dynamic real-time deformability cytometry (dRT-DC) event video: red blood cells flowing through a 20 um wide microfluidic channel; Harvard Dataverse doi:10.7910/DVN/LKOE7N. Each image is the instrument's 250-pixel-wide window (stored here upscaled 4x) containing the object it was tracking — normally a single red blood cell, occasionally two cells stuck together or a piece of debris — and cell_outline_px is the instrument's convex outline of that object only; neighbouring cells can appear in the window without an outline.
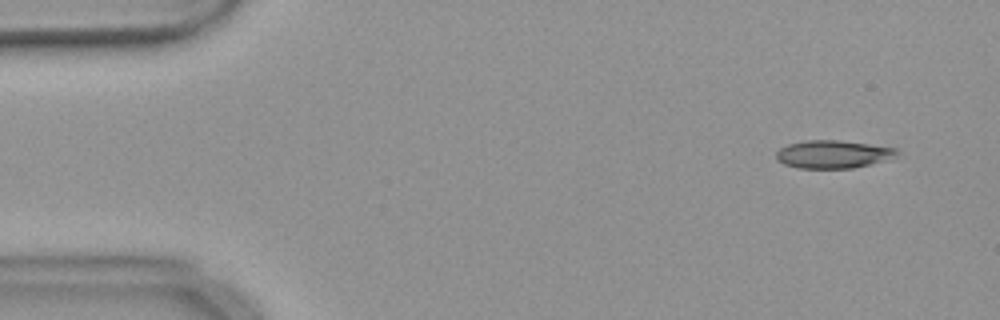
{"species": "common noctule bat (a hibernating species)", "species_latin": "Nyctalus noctula", "temperature_condition": "warm", "stored_images_in_passage": 53, "camera_frame_rate_fps": 3000, "um_per_image_px": 0.085, "animal": {"sex": "female", "body_mass_g": 18.4}, "frame": {"image": 1, "passage_image": 3, "time_ms": 0.667, "image_size_px": [1000, 320], "cell_outline_px": [[896, 152], [868, 164], [852, 168], [800, 168], [784, 164], [776, 160], [776, 152], [780, 148], [788, 144], [808, 140], [836, 140], [896, 148]], "centroid_in_image_um": [70.62, 13.1], "position_along_channel_um": 14.4, "area_um2": 18.79}}
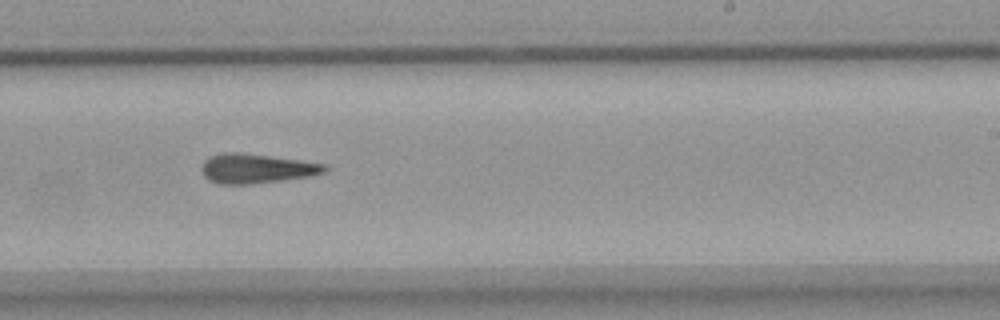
{"frame": {"image": 2, "passage_image": 32, "time_ms": 10.333, "image_size_px": [1000, 320], "cell_outline_px": [[328, 168], [324, 172], [308, 176], [280, 180], [248, 184], [220, 184], [208, 180], [204, 176], [200, 168], [204, 160], [208, 156], [224, 152], [236, 152], [268, 156], [324, 164]], "centroid_in_image_um": [21.69, 14.32], "position_along_channel_um": 267.3, "area_um2": 20.81}}
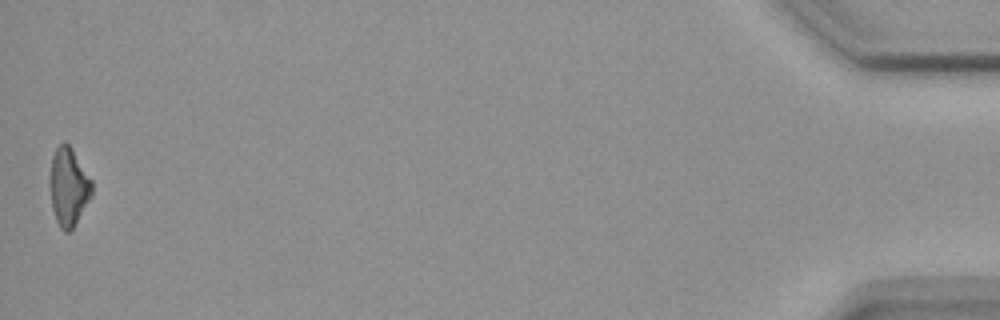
{"frame": {"image": 3, "passage_image": 53, "time_ms": 17.333, "image_size_px": [1000, 320], "cell_outline_px": [[92, 196], [72, 228], [68, 232], [64, 232], [60, 228], [56, 220], [52, 208], [48, 184], [52, 156], [56, 148], [64, 140], [72, 148], [92, 180]], "centroid_in_image_um": [5.81, 15.86], "position_along_channel_um": 429.4, "area_um2": 19.31}}